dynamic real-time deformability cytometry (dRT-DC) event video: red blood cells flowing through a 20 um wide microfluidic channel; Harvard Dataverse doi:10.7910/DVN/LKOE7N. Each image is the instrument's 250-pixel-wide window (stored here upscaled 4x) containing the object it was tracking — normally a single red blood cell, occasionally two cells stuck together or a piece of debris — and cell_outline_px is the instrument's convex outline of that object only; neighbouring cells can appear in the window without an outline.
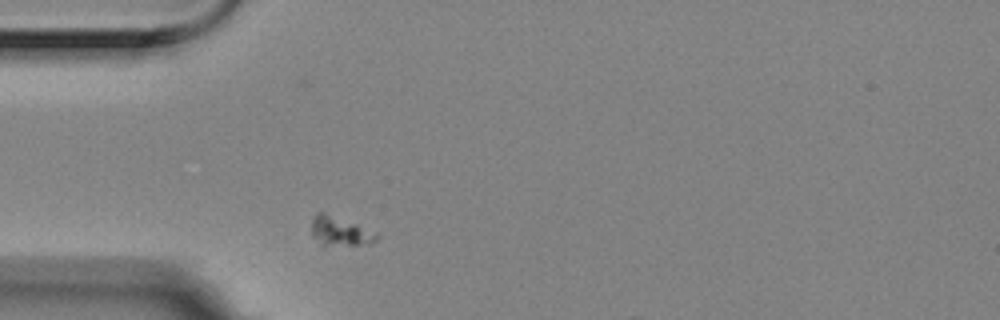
{"species": "Egyptian fruit bat (a non-hibernating species)", "species_latin": "Rousettus aegyptiacus", "temperature_condition": "room temperature", "stored_images_in_passage": 1, "camera_frame_rate_fps": 3000, "um_per_image_px": 0.085, "animal": {"sex": "female"}, "frame": {"image": 1, "passage_image": 1, "time_ms": 0.0, "image_size_px": [1000, 320], "cell_outline_px": [[380, 236], [376, 240], [368, 244], [320, 244], [312, 236], [312, 220], [316, 212], [324, 212], [380, 232]], "centroid_in_image_um": [28.95, 19.63], "position_along_channel_um": 56.1, "area_um2": 11.04}}